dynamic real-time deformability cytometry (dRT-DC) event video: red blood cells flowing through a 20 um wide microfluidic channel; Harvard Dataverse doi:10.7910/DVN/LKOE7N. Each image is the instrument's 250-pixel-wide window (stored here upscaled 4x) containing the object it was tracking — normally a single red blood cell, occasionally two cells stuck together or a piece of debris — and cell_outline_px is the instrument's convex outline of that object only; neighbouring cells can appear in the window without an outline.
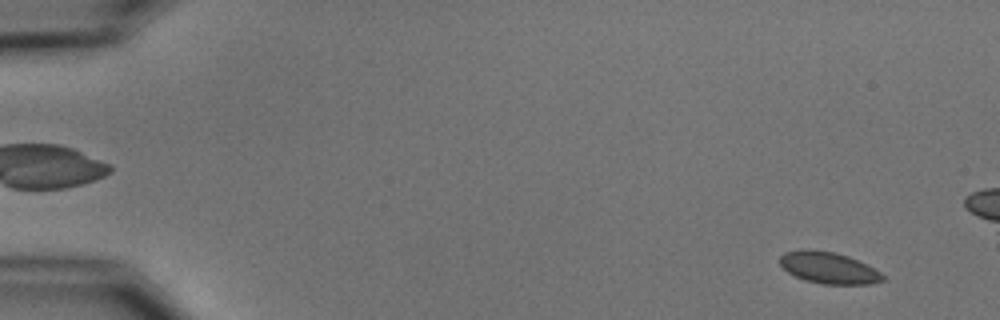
{"species": "common noctule bat (a hibernating species)", "species_latin": "Nyctalus noctula", "temperature_condition": "cold", "stored_images_in_passage": 5, "camera_frame_rate_fps": 3000, "um_per_image_px": 0.085, "animal": {"sex": "male", "body_mass_g": 15.6}, "frame": {"image": 1, "passage_image": 1, "time_ms": 0.0, "image_size_px": [1000, 320], "cell_outline_px": [[884, 280], [868, 284], [824, 284], [804, 280], [788, 272], [780, 264], [780, 256], [784, 252], [804, 248], [808, 248], [836, 252], [848, 256], [868, 264], [880, 272], [884, 276]], "centroid_in_image_um": [70.42, 22.74], "position_along_channel_um": 14.6, "area_um2": 19.07}}